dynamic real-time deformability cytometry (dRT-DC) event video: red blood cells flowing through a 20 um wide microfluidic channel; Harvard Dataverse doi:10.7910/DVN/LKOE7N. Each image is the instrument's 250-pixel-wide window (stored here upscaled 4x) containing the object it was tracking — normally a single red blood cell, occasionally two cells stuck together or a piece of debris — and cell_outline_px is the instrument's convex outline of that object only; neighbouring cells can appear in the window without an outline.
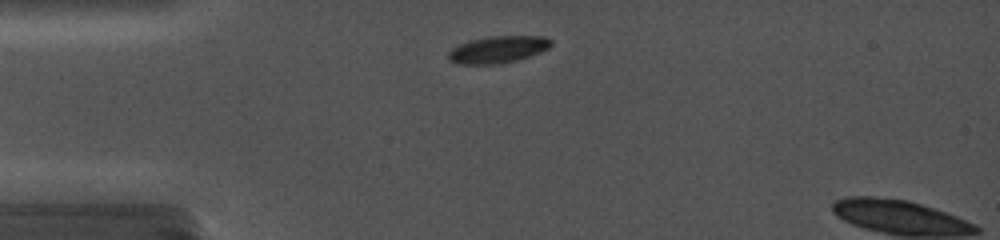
{"species": "common noctule bat (a hibernating species)", "species_latin": "Nyctalus noctula", "temperature_condition": "cold", "stored_images_in_passage": 7, "camera_frame_rate_fps": 5000, "um_per_image_px": 0.085, "animal": {"sex": "female", "body_mass_g": 19.0, "forearm_length_mm": 56.7}, "frame": {"image": 1, "passage_image": 4, "time_ms": 0.8, "image_size_px": [1000, 240], "cell_outline_px": [[552, 44], [548, 48], [540, 52], [516, 60], [500, 64], [456, 64], [448, 60], [448, 52], [452, 48], [460, 44], [472, 40], [488, 36], [544, 36], [552, 40]], "centroid_in_image_um": [42.31, 4.21], "position_along_channel_um": 42.7, "area_um2": 16.13}}